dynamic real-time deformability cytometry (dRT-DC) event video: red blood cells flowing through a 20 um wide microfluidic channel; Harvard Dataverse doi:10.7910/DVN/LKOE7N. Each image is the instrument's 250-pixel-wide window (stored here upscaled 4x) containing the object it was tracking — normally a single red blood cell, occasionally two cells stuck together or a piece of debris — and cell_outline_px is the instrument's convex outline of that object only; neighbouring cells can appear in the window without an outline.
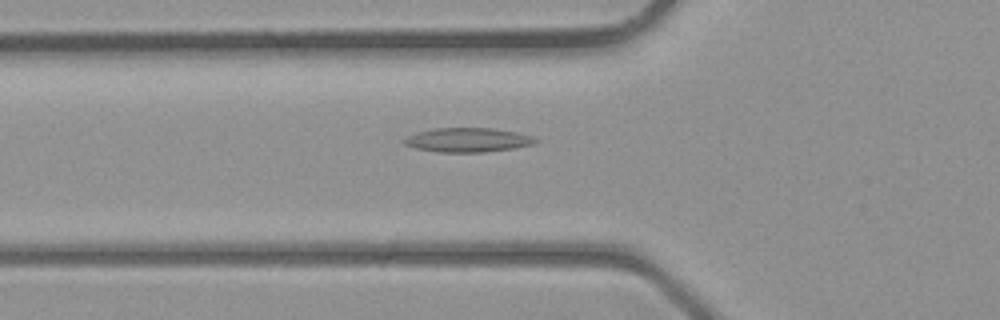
{"species": "common noctule bat (a hibernating species)", "species_latin": "Nyctalus noctula", "temperature_condition": "room temperature", "stored_images_in_passage": 34, "camera_frame_rate_fps": 3000, "um_per_image_px": 0.085, "animal": {"sex": "male", "body_mass_g": 23.1, "forearm_length_mm": 52.7}, "frame": {"image": 1, "passage_image": 10, "time_ms": 3.0, "image_size_px": [1000, 320], "cell_outline_px": [[540, 140], [532, 144], [516, 148], [484, 152], [436, 152], [416, 148], [404, 144], [400, 140], [408, 136], [420, 132], [436, 128], [492, 128], [516, 132], [532, 136]], "centroid_in_image_um": [39.77, 11.9], "position_along_channel_um": 86.0, "area_um2": 18.5}}
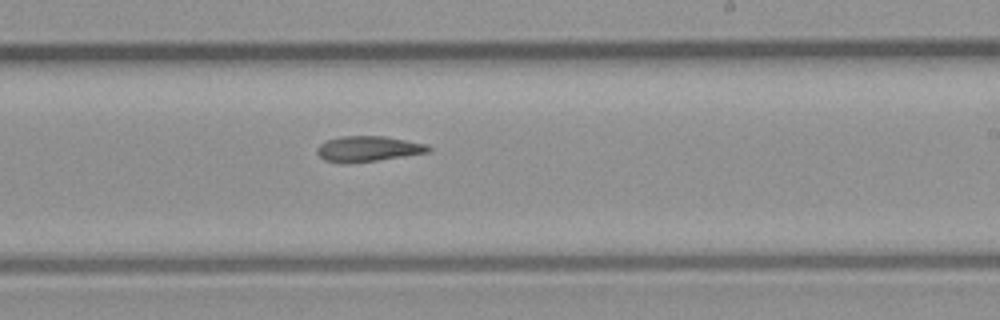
{"frame": {"image": 2, "passage_image": 20, "time_ms": 6.333, "image_size_px": [1000, 320], "cell_outline_px": [[432, 148], [428, 152], [376, 160], [348, 164], [340, 164], [324, 160], [316, 152], [316, 148], [320, 144], [328, 140], [344, 136], [384, 136], [428, 144]], "centroid_in_image_um": [31.25, 12.66], "position_along_channel_um": 257.7, "area_um2": 16.53}}
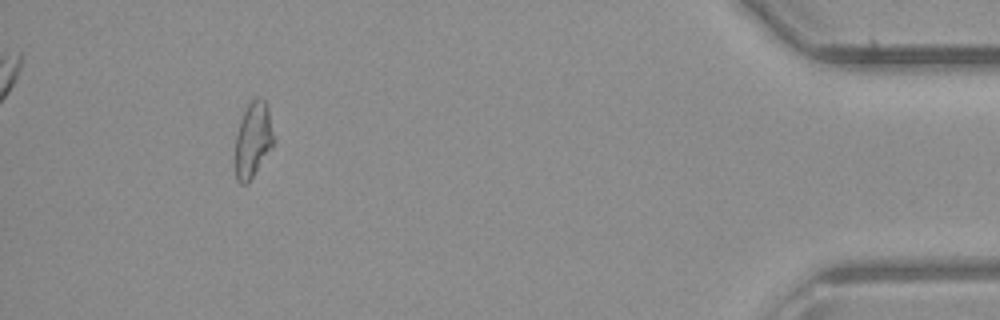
{"frame": {"image": 3, "passage_image": 33, "time_ms": 10.667, "image_size_px": [1000, 320], "cell_outline_px": [[276, 140], [272, 148], [248, 184], [240, 184], [236, 180], [236, 136], [240, 120], [244, 108], [256, 96], [260, 96], [264, 100], [268, 108]], "centroid_in_image_um": [21.53, 11.86], "position_along_channel_um": 413.7, "area_um2": 17.22}}